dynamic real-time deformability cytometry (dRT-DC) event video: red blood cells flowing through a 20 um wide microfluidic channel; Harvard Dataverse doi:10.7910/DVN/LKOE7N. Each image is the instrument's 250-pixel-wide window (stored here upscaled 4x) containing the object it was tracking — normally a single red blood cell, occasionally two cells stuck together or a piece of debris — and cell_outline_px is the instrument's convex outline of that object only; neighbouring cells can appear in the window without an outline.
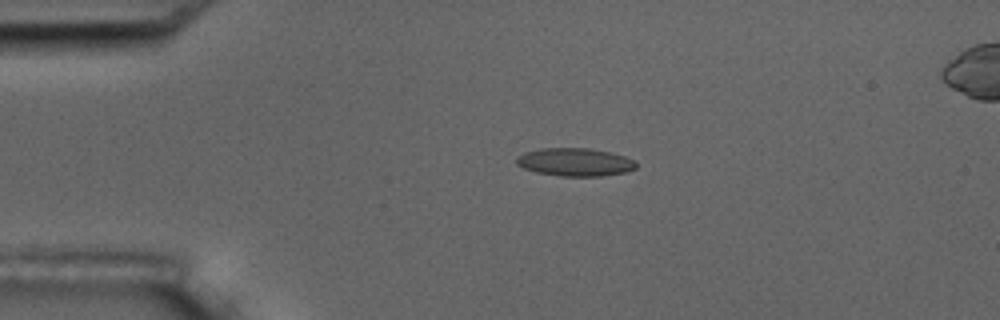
{"species": "common noctule bat (a hibernating species)", "species_latin": "Nyctalus noctula", "temperature_condition": "room temperature", "stored_images_in_passage": 6, "camera_frame_rate_fps": 3000, "um_per_image_px": 0.085, "animal": {"sex": "male", "body_mass_g": 17.5, "forearm_length_mm": 52.3}, "frame": {"image": 1, "passage_image": 4, "time_ms": 3.333, "image_size_px": [1000, 320], "cell_outline_px": [[636, 168], [624, 172], [600, 176], [560, 176], [536, 172], [524, 168], [516, 164], [516, 160], [524, 152], [540, 148], [588, 148], [612, 152], [636, 160]], "centroid_in_image_um": [48.89, 13.77], "position_along_channel_um": 36.1, "area_um2": 19.54}}